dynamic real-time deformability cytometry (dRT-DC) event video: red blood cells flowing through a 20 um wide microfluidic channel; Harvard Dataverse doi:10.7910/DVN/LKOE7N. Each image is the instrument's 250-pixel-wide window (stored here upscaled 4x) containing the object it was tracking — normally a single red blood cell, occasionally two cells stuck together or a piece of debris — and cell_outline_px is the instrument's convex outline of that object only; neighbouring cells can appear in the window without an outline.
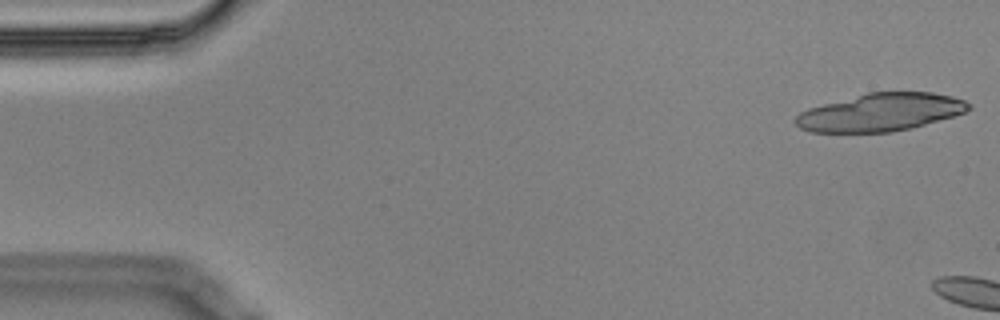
{"species": "Egyptian fruit bat (a non-hibernating species)", "species_latin": "Rousettus aegyptiacus", "temperature_condition": "cold", "stored_images_in_passage": 2, "camera_frame_rate_fps": 3000, "um_per_image_px": 0.085, "animal": {"sex": "male"}, "frame": {"image": 1, "passage_image": 1, "time_ms": 0.0, "image_size_px": [1000, 320], "cell_outline_px": [[972, 108], [964, 112], [952, 116], [912, 128], [892, 132], [808, 132], [800, 128], [796, 124], [796, 116], [800, 112], [808, 108], [868, 92], [932, 92], [952, 96], [964, 100], [972, 104]], "centroid_in_image_um": [74.85, 9.54], "position_along_channel_um": 10.1, "area_um2": 38.03}}